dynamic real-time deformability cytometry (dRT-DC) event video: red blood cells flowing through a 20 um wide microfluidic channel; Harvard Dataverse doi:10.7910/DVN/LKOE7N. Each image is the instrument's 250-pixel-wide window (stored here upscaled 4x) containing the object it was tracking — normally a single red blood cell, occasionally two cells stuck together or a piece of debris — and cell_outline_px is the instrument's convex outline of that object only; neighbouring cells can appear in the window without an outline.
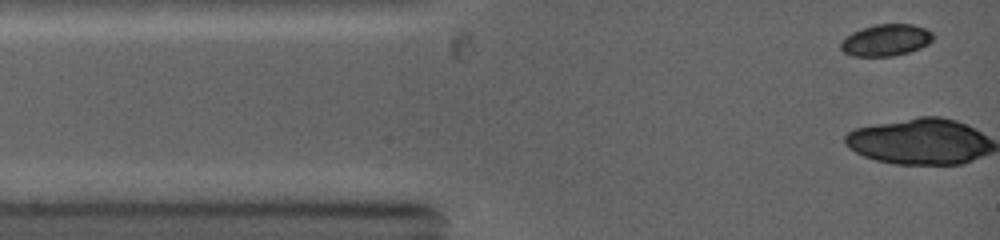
{"species": "common noctule bat (a hibernating species)", "species_latin": "Nyctalus noctula", "temperature_condition": "warm", "stored_images_in_passage": 3, "camera_frame_rate_fps": 5000, "um_per_image_px": 0.085, "animal": {"sex": "female", "body_mass_g": 19.0, "forearm_length_mm": 53.3}, "frame": {"image": 1, "passage_image": 1, "time_ms": 0.0, "image_size_px": [1000, 240], "cell_outline_px": [[932, 40], [928, 44], [920, 48], [908, 52], [892, 56], [852, 56], [844, 52], [840, 48], [840, 44], [852, 32], [876, 24], [912, 24], [924, 28], [932, 32]], "centroid_in_image_um": [75.31, 3.41], "position_along_channel_um": 9.7, "area_um2": 16.82}}